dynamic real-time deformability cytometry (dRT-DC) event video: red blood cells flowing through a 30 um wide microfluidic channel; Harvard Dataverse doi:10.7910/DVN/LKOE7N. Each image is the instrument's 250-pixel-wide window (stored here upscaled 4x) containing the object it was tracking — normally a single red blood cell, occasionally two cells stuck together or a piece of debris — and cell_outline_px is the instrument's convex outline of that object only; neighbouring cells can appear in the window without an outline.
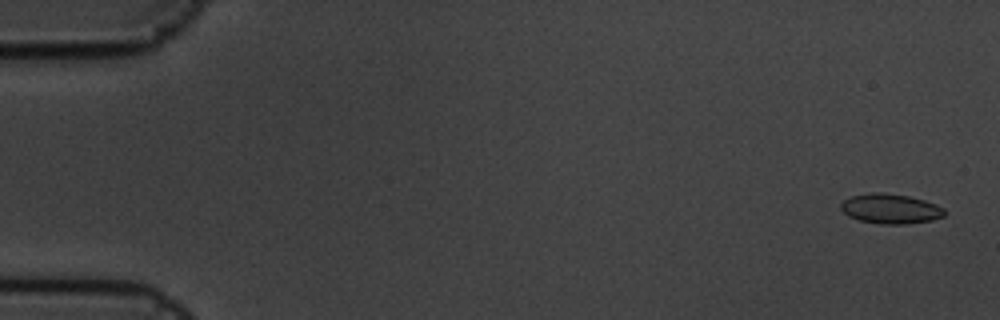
{"species": "common noctule bat (a hibernating species)", "species_latin": "Nyctalus noctula", "temperature_condition": "cold", "stored_images_in_passage": 6, "camera_frame_rate_fps": 3000, "um_per_image_px": 0.085, "animal": {"sex": "male", "body_mass_g": 19.5, "forearm_length_mm": 54.6}, "frame": {"image": 1, "passage_image": 1, "time_ms": 0.0, "image_size_px": [1000, 320], "cell_outline_px": [[944, 216], [932, 220], [908, 224], [880, 224], [860, 220], [848, 216], [840, 208], [840, 204], [844, 200], [852, 196], [872, 192], [880, 192], [908, 196], [924, 200], [936, 204], [944, 208]], "centroid_in_image_um": [75.69, 17.75], "position_along_channel_um": 9.3, "area_um2": 17.98}}
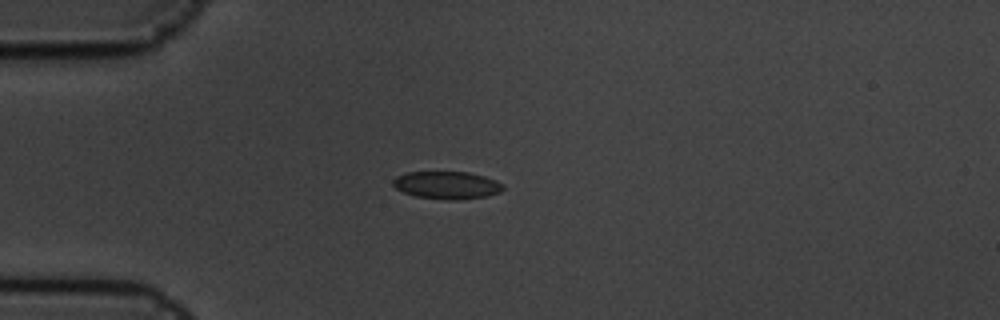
{"frame": {"image": 2, "passage_image": 5, "time_ms": 1.333, "image_size_px": [1000, 320], "cell_outline_px": [[504, 188], [500, 192], [488, 196], [456, 200], [448, 200], [416, 196], [404, 192], [396, 188], [392, 184], [392, 180], [396, 176], [408, 172], [468, 172], [484, 176], [496, 180], [504, 184]], "centroid_in_image_um": [38.01, 15.73], "position_along_channel_um": 47.0, "area_um2": 17.74}}